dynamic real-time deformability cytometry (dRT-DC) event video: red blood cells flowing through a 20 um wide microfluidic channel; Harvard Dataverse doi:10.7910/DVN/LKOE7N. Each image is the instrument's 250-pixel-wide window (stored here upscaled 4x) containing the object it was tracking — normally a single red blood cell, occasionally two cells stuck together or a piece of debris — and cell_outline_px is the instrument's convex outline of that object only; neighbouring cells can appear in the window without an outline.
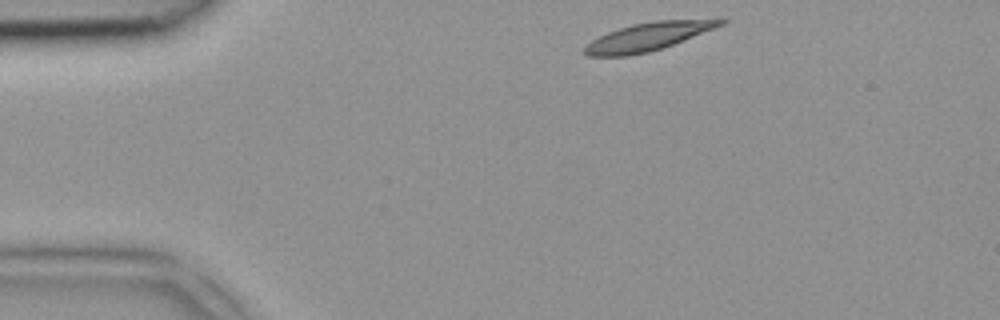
{"species": "common noctule bat (a hibernating species)", "species_latin": "Nyctalus noctula", "temperature_condition": "room temperature", "stored_images_in_passage": 2, "camera_frame_rate_fps": 3000, "um_per_image_px": 0.085, "animal": {"sex": "female", "body_mass_g": 18.4}, "frame": {"image": 1, "passage_image": 1, "time_ms": 0.0, "image_size_px": [1000, 320], "cell_outline_px": [[728, 20], [724, 24], [672, 44], [648, 52], [628, 56], [588, 56], [584, 52], [584, 44], [608, 32], [632, 24], [652, 20]], "centroid_in_image_um": [54.98, 3.13], "position_along_channel_um": 30.0, "area_um2": 21.68}}
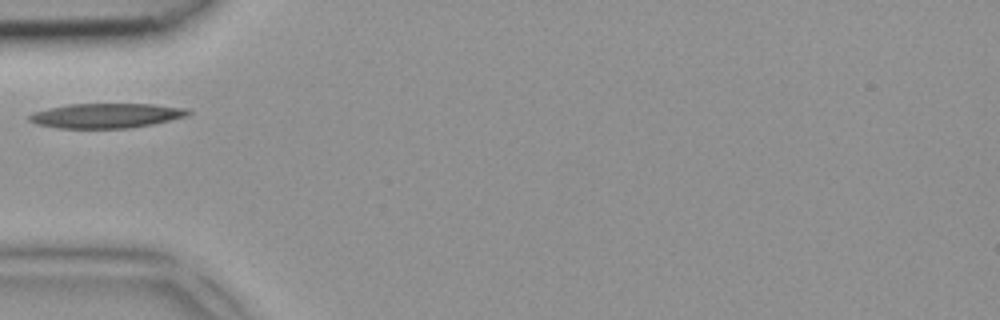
{"frame": {"image": 2, "passage_image": 2, "time_ms": 0.333, "image_size_px": [1000, 320], "cell_outline_px": [[192, 112], [188, 116], [152, 124], [128, 128], [56, 128], [36, 124], [28, 120], [28, 116], [32, 112], [48, 108], [68, 104], [152, 104], [188, 108]], "centroid_in_image_um": [9.02, 9.82], "position_along_channel_um": 76.0, "area_um2": 23.0}}